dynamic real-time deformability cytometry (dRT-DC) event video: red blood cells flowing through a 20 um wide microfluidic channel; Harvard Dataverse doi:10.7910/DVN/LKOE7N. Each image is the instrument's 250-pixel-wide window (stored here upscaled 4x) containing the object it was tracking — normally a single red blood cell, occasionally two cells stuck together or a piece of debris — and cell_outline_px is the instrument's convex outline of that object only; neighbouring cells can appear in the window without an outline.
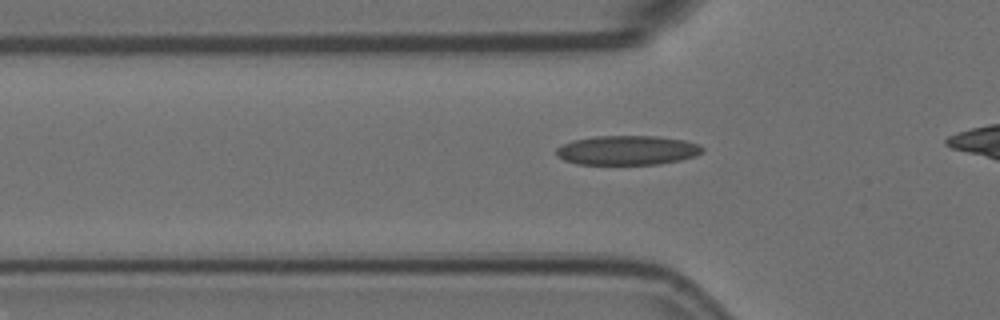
{"species": "Egyptian fruit bat (a non-hibernating species)", "species_latin": "Rousettus aegyptiacus", "temperature_condition": "room temperature", "stored_images_in_passage": 40, "camera_frame_rate_fps": 3000, "um_per_image_px": 0.085, "animal": {"sex": "female"}, "frame": {"image": 1, "passage_image": 12, "time_ms": 3.667, "image_size_px": [1000, 320], "cell_outline_px": [[700, 152], [692, 156], [676, 160], [648, 164], [584, 164], [568, 160], [560, 156], [556, 152], [560, 148], [568, 144], [580, 140], [608, 136], [644, 136], [680, 140], [692, 144], [700, 148]], "centroid_in_image_um": [53.3, 12.78], "position_along_channel_um": 72.5, "area_um2": 23.06}}
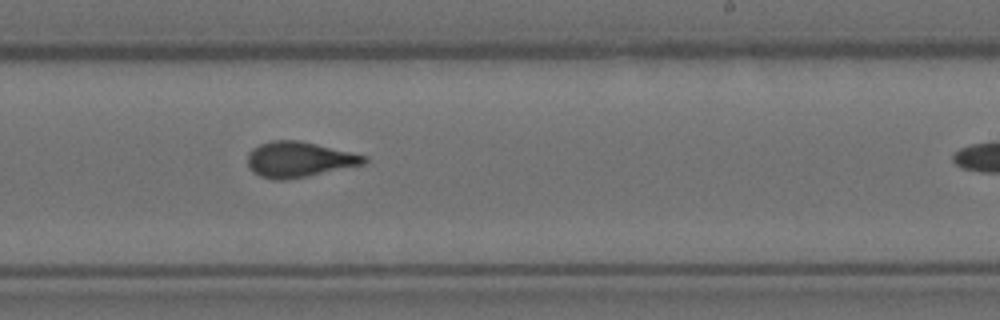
{"frame": {"image": 2, "passage_image": 28, "time_ms": 9.0, "image_size_px": [1000, 320], "cell_outline_px": [[364, 160], [356, 164], [300, 176], [264, 176], [256, 172], [248, 164], [248, 156], [256, 148], [264, 144], [280, 140], [292, 140], [312, 144], [364, 156]], "centroid_in_image_um": [25.34, 13.5], "position_along_channel_um": 263.7, "area_um2": 21.04}}
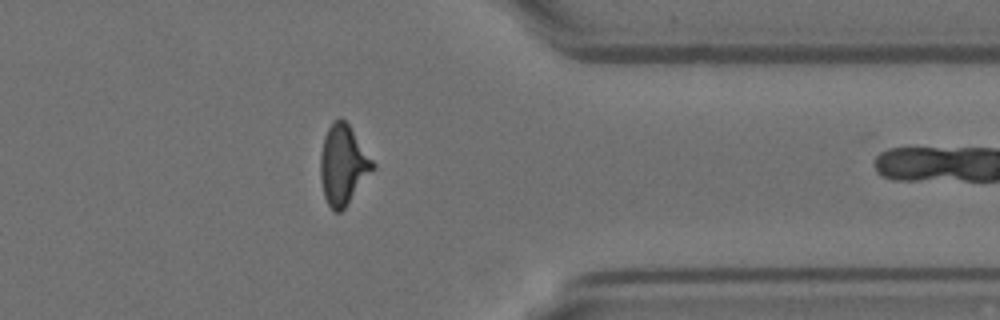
{"frame": {"image": 3, "passage_image": 39, "time_ms": 12.667, "image_size_px": [1000, 320], "cell_outline_px": [[372, 168], [344, 208], [340, 212], [336, 212], [328, 204], [324, 192], [324, 140], [328, 128], [336, 120], [344, 120], [348, 124], [372, 164]], "centroid_in_image_um": [29.17, 14.02], "position_along_channel_um": 382.2, "area_um2": 21.5}}